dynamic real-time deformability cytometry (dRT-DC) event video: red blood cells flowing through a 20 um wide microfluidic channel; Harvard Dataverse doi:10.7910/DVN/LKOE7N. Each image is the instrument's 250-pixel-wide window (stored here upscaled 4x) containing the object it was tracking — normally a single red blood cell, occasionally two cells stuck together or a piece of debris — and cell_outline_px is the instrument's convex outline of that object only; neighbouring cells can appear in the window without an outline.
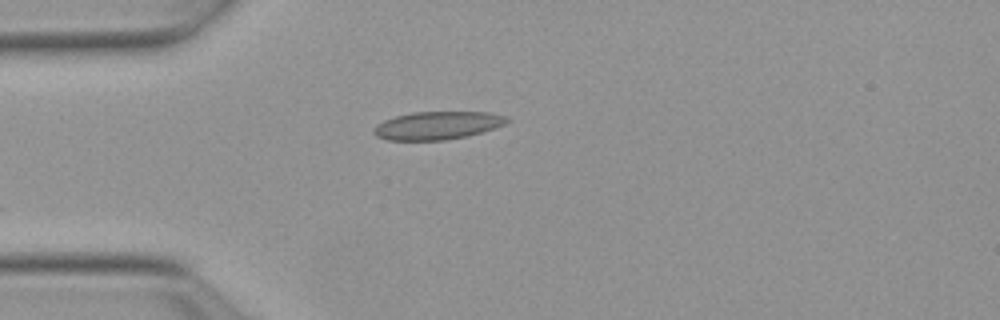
{"species": "Egyptian fruit bat (a non-hibernating species)", "species_latin": "Rousettus aegyptiacus", "temperature_condition": "warm", "stored_images_in_passage": 19, "camera_frame_rate_fps": 3000, "um_per_image_px": 0.085, "animal": {"sex": "female"}, "frame": {"image": 1, "passage_image": 1, "time_ms": 0.0, "image_size_px": [1000, 320], "cell_outline_px": [[512, 120], [496, 128], [468, 136], [444, 140], [388, 140], [376, 136], [372, 132], [372, 128], [376, 124], [384, 120], [396, 116], [412, 112], [488, 112], [508, 116]], "centroid_in_image_um": [37.2, 10.66], "position_along_channel_um": 47.8, "area_um2": 21.96}}
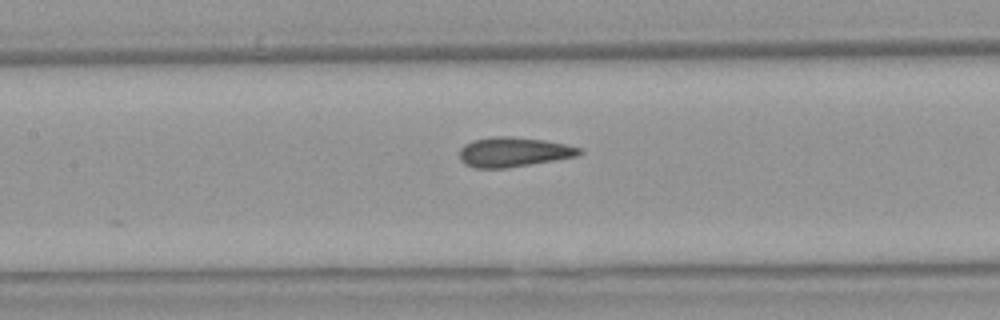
{"frame": {"image": 2, "passage_image": 11, "time_ms": 3.333, "image_size_px": [1000, 320], "cell_outline_px": [[584, 152], [576, 156], [556, 160], [508, 168], [472, 168], [464, 164], [460, 160], [460, 148], [464, 144], [472, 140], [492, 136], [512, 136], [544, 140], [584, 148]], "centroid_in_image_um": [43.64, 12.92], "position_along_channel_um": 163.8, "area_um2": 21.04}}
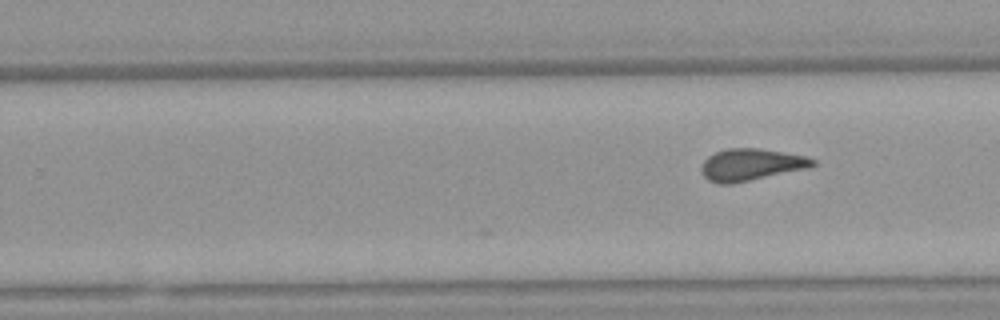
{"frame": {"image": 3, "passage_image": 19, "time_ms": 6.0, "image_size_px": [1000, 320], "cell_outline_px": [[816, 164], [808, 168], [732, 184], [716, 184], [708, 180], [700, 172], [700, 168], [704, 160], [708, 156], [716, 152], [728, 148], [760, 148], [808, 156], [816, 160]], "centroid_in_image_um": [63.83, 14.0], "position_along_channel_um": 266.0, "area_um2": 20.92}}